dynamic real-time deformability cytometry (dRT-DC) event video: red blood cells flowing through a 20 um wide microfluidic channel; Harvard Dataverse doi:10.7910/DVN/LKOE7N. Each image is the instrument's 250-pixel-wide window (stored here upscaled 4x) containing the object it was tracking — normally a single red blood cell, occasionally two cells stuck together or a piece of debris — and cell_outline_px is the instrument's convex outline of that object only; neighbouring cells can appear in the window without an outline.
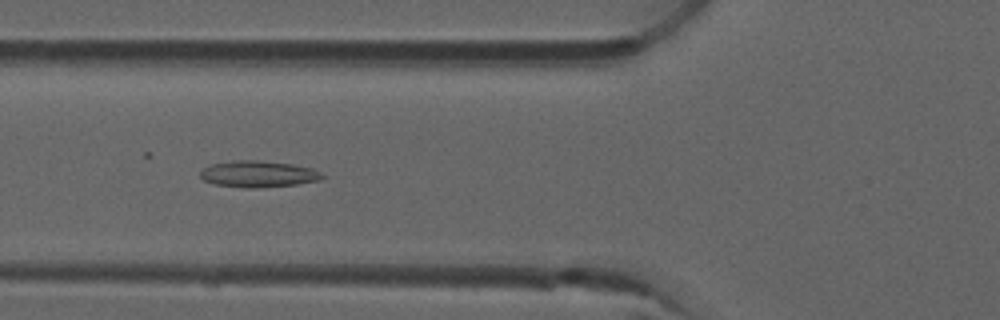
{"species": "common noctule bat (a hibernating species)", "species_latin": "Nyctalus noctula", "temperature_condition": "room temperature", "stored_images_in_passage": 7, "camera_frame_rate_fps": 3000, "um_per_image_px": 0.085, "animal": {"sex": "male", "forearm_length_mm": 52.5}, "frame": {"image": 1, "passage_image": 5, "time_ms": 1.333, "image_size_px": [1000, 320], "cell_outline_px": [[324, 176], [320, 180], [296, 184], [256, 188], [248, 188], [216, 184], [204, 180], [200, 176], [200, 172], [204, 168], [212, 164], [232, 160], [260, 160], [292, 164], [312, 168], [320, 172]], "centroid_in_image_um": [21.96, 14.78], "position_along_channel_um": 103.8, "area_um2": 18.67}}
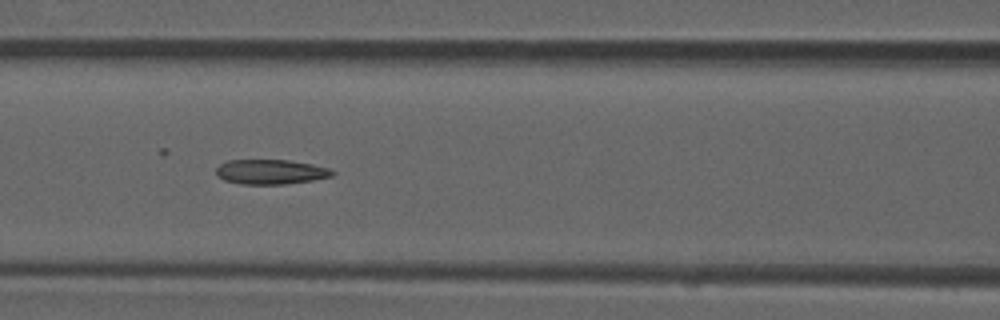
{"frame": {"image": 2, "passage_image": 6, "time_ms": 1.667, "image_size_px": [1000, 320], "cell_outline_px": [[336, 172], [332, 176], [312, 180], [284, 184], [240, 184], [224, 180], [216, 176], [216, 168], [220, 164], [228, 160], [288, 160], [312, 164], [328, 168]], "centroid_in_image_um": [22.98, 14.61], "position_along_channel_um": 143.6, "area_um2": 16.76}}
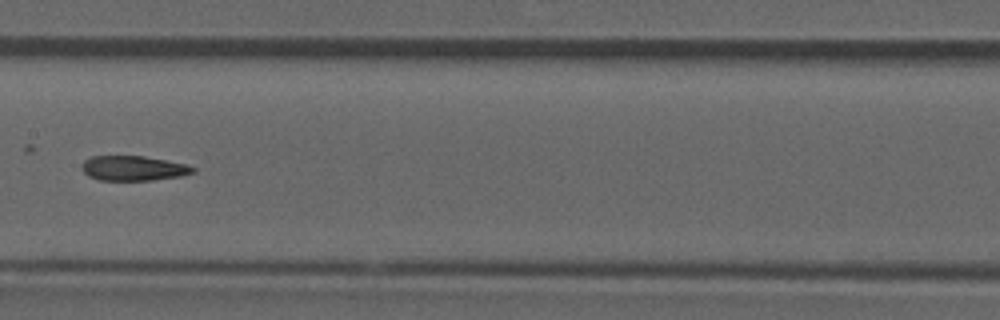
{"frame": {"image": 3, "passage_image": 7, "time_ms": 2.0, "image_size_px": [1000, 320], "cell_outline_px": [[196, 172], [180, 176], [152, 180], [100, 180], [88, 176], [80, 168], [80, 164], [84, 160], [92, 156], [144, 156], [188, 164], [196, 168]], "centroid_in_image_um": [11.33, 14.29], "position_along_channel_um": 196.1, "area_um2": 16.24}}